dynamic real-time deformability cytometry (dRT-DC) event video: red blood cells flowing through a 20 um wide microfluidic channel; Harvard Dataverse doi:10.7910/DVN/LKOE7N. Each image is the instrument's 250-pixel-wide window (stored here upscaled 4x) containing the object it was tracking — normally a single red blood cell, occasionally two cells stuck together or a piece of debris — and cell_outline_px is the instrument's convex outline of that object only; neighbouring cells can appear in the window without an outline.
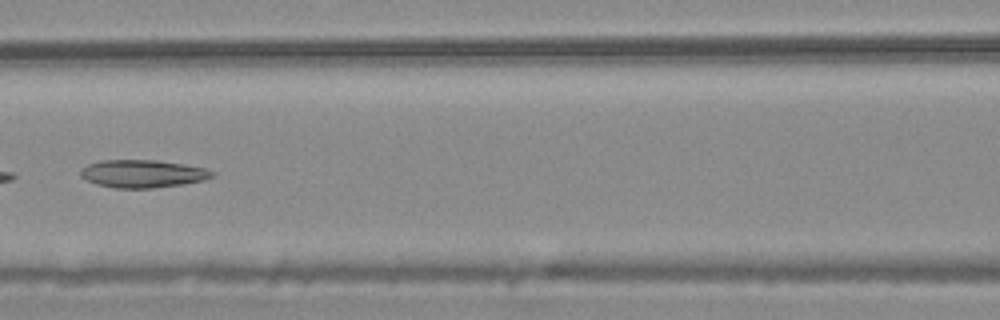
{"species": "common noctule bat (a hibernating species)", "species_latin": "Nyctalus noctula", "temperature_condition": "warm", "stored_images_in_passage": 6, "camera_frame_rate_fps": 3000, "um_per_image_px": 0.085, "animal": {"sex": "male", "body_mass_g": 20.4}, "frame": {"image": 1, "passage_image": 6, "time_ms": 1.667, "image_size_px": [1000, 320], "cell_outline_px": [[216, 176], [184, 184], [152, 188], [112, 188], [96, 184], [80, 176], [80, 168], [88, 164], [100, 160], [156, 160], [184, 164], [204, 168], [216, 172]], "centroid_in_image_um": [12.11, 14.76], "position_along_channel_um": 154.5, "area_um2": 21.39}}